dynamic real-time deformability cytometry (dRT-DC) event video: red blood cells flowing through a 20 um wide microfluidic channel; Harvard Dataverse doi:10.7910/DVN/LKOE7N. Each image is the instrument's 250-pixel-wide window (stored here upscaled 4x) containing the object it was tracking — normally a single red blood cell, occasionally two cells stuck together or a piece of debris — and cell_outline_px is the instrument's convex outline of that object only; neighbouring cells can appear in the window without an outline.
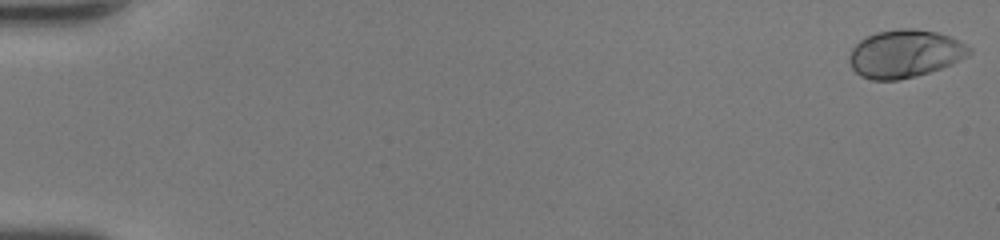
{"species": "human", "species_latin": "Homo sapiens", "temperature_condition": "room temperature", "stored_images_in_passage": 49, "camera_frame_rate_fps": 3000, "um_per_image_px": 0.085, "donor": {"sex": "female"}, "frame": {"image": 1, "passage_image": 1, "time_ms": 0.0, "image_size_px": [1000, 240], "cell_outline_px": [[972, 52], [968, 56], [952, 64], [916, 76], [900, 80], [872, 80], [860, 76], [852, 68], [848, 60], [848, 56], [852, 48], [860, 40], [876, 32], [900, 28], [916, 28], [936, 32], [952, 36], [960, 40], [972, 48]], "centroid_in_image_um": [76.93, 4.56], "position_along_channel_um": 8.1, "area_um2": 33.76}}
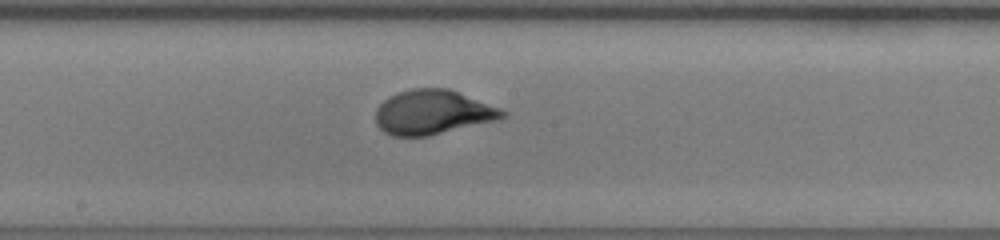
{"frame": {"image": 2, "passage_image": 28, "time_ms": 9.0, "image_size_px": [1000, 240], "cell_outline_px": [[508, 116], [500, 120], [428, 136], [392, 136], [384, 132], [376, 124], [376, 108], [388, 96], [396, 92], [412, 88], [448, 88], [500, 108], [508, 112]], "centroid_in_image_um": [36.8, 9.54], "position_along_channel_um": 211.4, "area_um2": 33.18}}
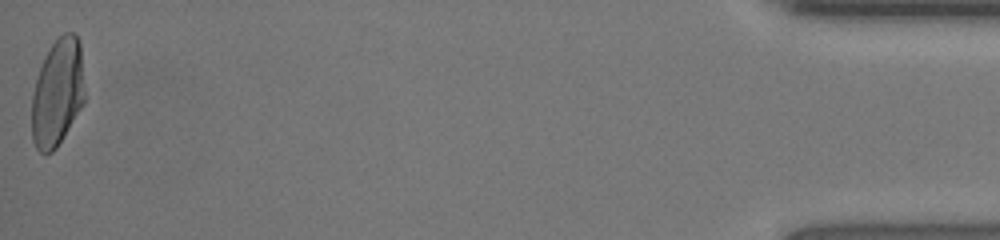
{"frame": {"image": 3, "passage_image": 49, "time_ms": 16.0, "image_size_px": [1000, 240], "cell_outline_px": [[84, 104], [56, 148], [52, 152], [40, 152], [36, 148], [32, 140], [32, 96], [36, 80], [40, 68], [52, 44], [64, 32], [72, 32], [76, 36], [80, 44], [84, 84]], "centroid_in_image_um": [4.89, 7.9], "position_along_channel_um": 430.3, "area_um2": 32.83}, "authors_computed_cell_mechanics": {"area_um2": 32.1946, "velocity_mm_per_s": 4.4148, "shape_relaxation_time_tau1_ms": 3.5009, "shape_relaxation_time_tau2_ms": null, "deformation_change_tau1": 0.1918, "deformation_change_tau2": null}}